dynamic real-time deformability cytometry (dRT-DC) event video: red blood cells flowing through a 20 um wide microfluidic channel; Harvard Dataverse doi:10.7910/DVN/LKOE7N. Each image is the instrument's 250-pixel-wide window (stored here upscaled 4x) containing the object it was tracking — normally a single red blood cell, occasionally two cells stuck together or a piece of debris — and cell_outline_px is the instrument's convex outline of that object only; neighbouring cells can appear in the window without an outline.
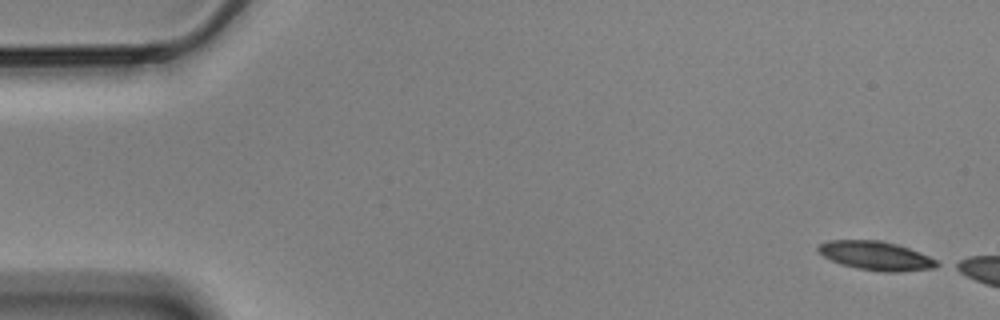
{"species": "Egyptian fruit bat (a non-hibernating species)", "species_latin": "Rousettus aegyptiacus", "temperature_condition": "cold", "stored_images_in_passage": 7, "camera_frame_rate_fps": 3000, "um_per_image_px": 0.085, "animal": {"sex": "male"}, "frame": {"image": 1, "passage_image": 1, "time_ms": 0.0, "image_size_px": [1000, 320], "cell_outline_px": [[944, 264], [936, 268], [896, 272], [884, 272], [856, 268], [840, 264], [824, 256], [816, 248], [820, 244], [828, 240], [880, 240], [896, 244], [920, 252]], "centroid_in_image_um": [74.49, 21.74], "position_along_channel_um": 10.5, "area_um2": 20.0}}